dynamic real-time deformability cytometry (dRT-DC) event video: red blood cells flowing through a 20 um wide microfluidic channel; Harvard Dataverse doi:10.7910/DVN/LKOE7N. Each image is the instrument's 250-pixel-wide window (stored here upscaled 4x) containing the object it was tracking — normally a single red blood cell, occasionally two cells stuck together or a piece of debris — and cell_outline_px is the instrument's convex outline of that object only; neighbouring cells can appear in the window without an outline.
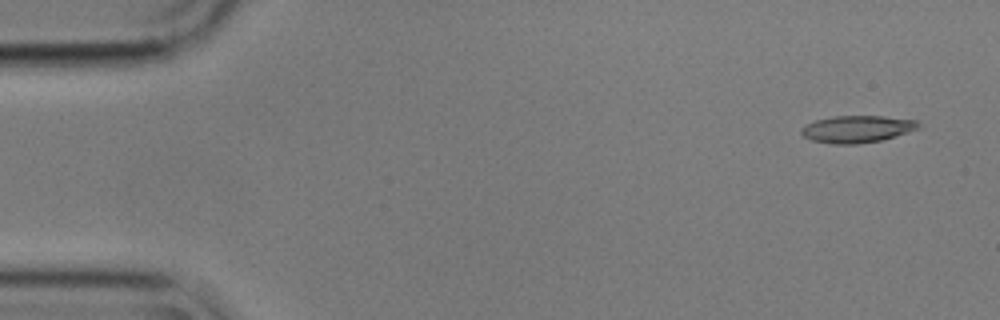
{"species": "common noctule bat (a hibernating species)", "species_latin": "Nyctalus noctula", "temperature_condition": "cold", "stored_images_in_passage": 7, "camera_frame_rate_fps": 3000, "um_per_image_px": 0.085, "animal": {"sex": "male", "body_mass_g": 17.9}, "frame": {"image": 1, "passage_image": 1, "time_ms": 0.0, "image_size_px": [1000, 320], "cell_outline_px": [[920, 128], [896, 136], [880, 140], [856, 144], [832, 144], [812, 140], [804, 136], [800, 132], [800, 128], [804, 124], [816, 120], [832, 116], [884, 116], [916, 120], [920, 124]], "centroid_in_image_um": [72.83, 10.96], "position_along_channel_um": 12.2, "area_um2": 18.55}}
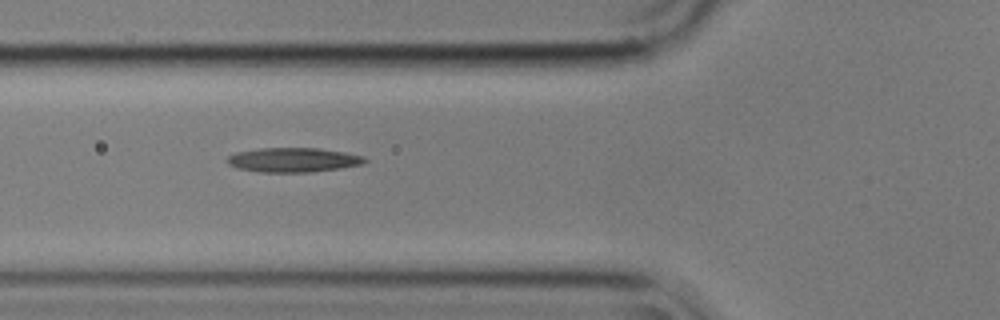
{"frame": {"image": 2, "passage_image": 6, "time_ms": 1.667, "image_size_px": [1000, 320], "cell_outline_px": [[368, 160], [364, 164], [340, 168], [312, 172], [260, 172], [240, 168], [228, 164], [228, 156], [236, 152], [260, 148], [316, 148], [344, 152], [364, 156]], "centroid_in_image_um": [24.96, 13.59], "position_along_channel_um": 100.8, "area_um2": 19.48}}
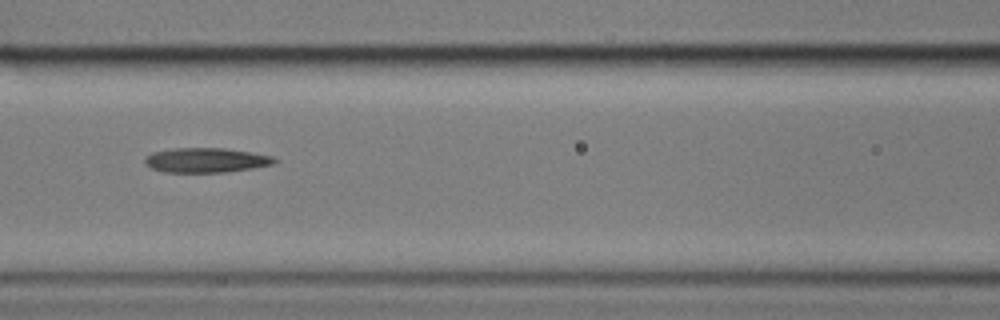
{"frame": {"image": 3, "passage_image": 7, "time_ms": 2.0, "image_size_px": [1000, 320], "cell_outline_px": [[280, 160], [276, 164], [228, 172], [164, 172], [152, 168], [144, 164], [144, 160], [152, 152], [172, 148], [224, 148], [252, 152], [272, 156]], "centroid_in_image_um": [17.56, 13.61], "position_along_channel_um": 149.0, "area_um2": 18.79}}